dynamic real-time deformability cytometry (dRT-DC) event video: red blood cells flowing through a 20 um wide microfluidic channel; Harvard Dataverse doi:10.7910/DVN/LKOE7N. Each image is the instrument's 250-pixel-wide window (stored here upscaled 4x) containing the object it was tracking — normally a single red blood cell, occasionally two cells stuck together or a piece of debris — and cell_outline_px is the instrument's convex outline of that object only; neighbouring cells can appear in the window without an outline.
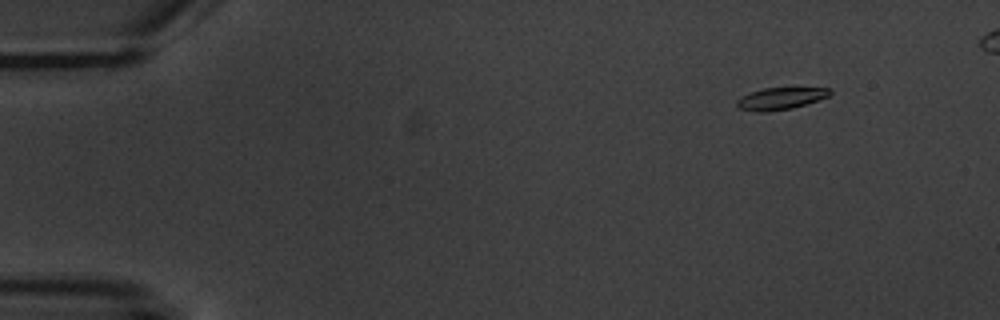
{"species": "common noctule bat (a hibernating species)", "species_latin": "Nyctalus noctula", "temperature_condition": "warm", "stored_images_in_passage": 6, "camera_frame_rate_fps": 3000, "um_per_image_px": 0.085, "animal": {"sex": "male", "body_mass_g": 20.1, "forearm_length_mm": 53.5}, "frame": {"image": 1, "passage_image": 2, "time_ms": 1.0, "image_size_px": [1000, 320], "cell_outline_px": [[832, 92], [828, 96], [792, 108], [768, 112], [756, 112], [740, 108], [736, 104], [736, 100], [740, 96], [764, 88], [828, 88]], "centroid_in_image_um": [66.29, 8.38], "position_along_channel_um": 18.7, "area_um2": 11.73}}